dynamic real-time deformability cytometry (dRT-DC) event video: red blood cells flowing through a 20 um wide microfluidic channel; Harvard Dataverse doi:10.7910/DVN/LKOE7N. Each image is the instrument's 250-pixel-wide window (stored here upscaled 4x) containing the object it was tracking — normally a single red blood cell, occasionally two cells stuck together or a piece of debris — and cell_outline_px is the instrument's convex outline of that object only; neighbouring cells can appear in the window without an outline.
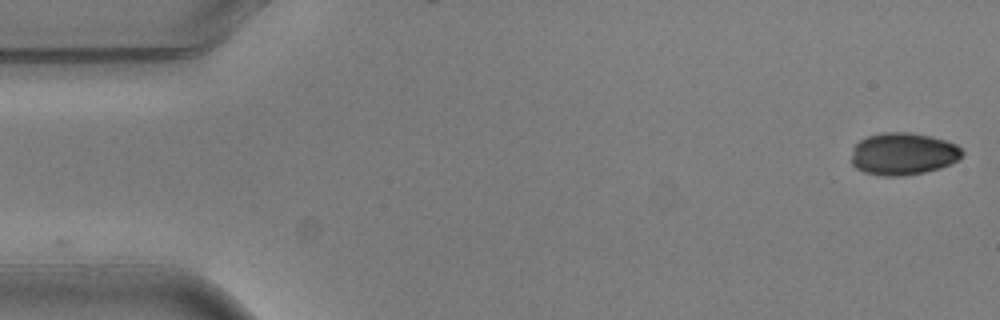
{"species": "common noctule bat (a hibernating species)", "species_latin": "Nyctalus noctula", "temperature_condition": "warm", "stored_images_in_passage": 4, "camera_frame_rate_fps": 3000, "um_per_image_px": 0.085, "animal": {"sex": "male", "body_mass_g": 20.5, "forearm_length_mm": 52.5}, "frame": {"image": 1, "passage_image": 1, "time_ms": 0.0, "image_size_px": [1000, 320], "cell_outline_px": [[964, 152], [960, 160], [952, 164], [940, 168], [924, 172], [904, 176], [884, 176], [864, 172], [856, 168], [852, 164], [852, 148], [860, 140], [868, 136], [880, 132], [912, 132], [932, 136], [956, 144]], "centroid_in_image_um": [76.78, 13.07], "position_along_channel_um": 8.2, "area_um2": 27.63}}
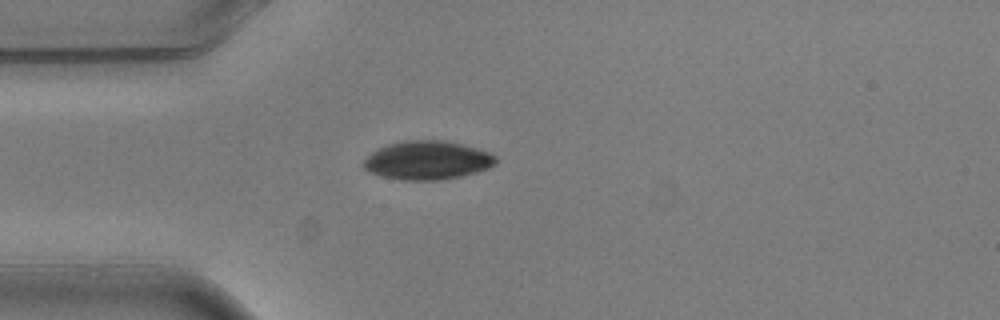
{"frame": {"image": 2, "passage_image": 4, "time_ms": 1.0, "image_size_px": [1000, 320], "cell_outline_px": [[496, 164], [488, 168], [476, 172], [460, 176], [440, 180], [404, 180], [380, 176], [364, 168], [360, 164], [376, 148], [388, 144], [404, 140], [444, 140], [492, 152], [496, 156]], "centroid_in_image_um": [36.32, 13.62], "position_along_channel_um": 48.7, "area_um2": 29.88}}